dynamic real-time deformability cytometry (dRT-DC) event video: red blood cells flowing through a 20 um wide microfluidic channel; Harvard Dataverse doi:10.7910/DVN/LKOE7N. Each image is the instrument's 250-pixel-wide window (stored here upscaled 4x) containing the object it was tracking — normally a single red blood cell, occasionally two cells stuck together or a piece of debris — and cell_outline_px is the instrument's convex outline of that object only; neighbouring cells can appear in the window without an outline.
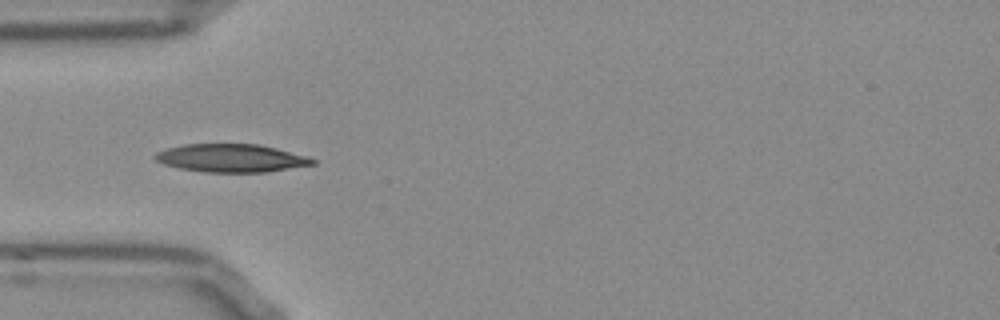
{"species": "Egyptian fruit bat (a non-hibernating species)", "species_latin": "Rousettus aegyptiacus", "temperature_condition": "room temperature", "stored_images_in_passage": 38, "camera_frame_rate_fps": 3000, "um_per_image_px": 0.085, "frame": {"image": 1, "passage_image": 1, "time_ms": 0.0, "image_size_px": [1000, 320], "cell_outline_px": [[316, 164], [268, 172], [204, 172], [180, 168], [164, 164], [156, 160], [152, 156], [156, 152], [168, 148], [184, 144], [256, 144], [276, 148], [308, 156], [316, 160]], "centroid_in_image_um": [19.67, 13.44], "position_along_channel_um": 65.3, "area_um2": 25.78}}
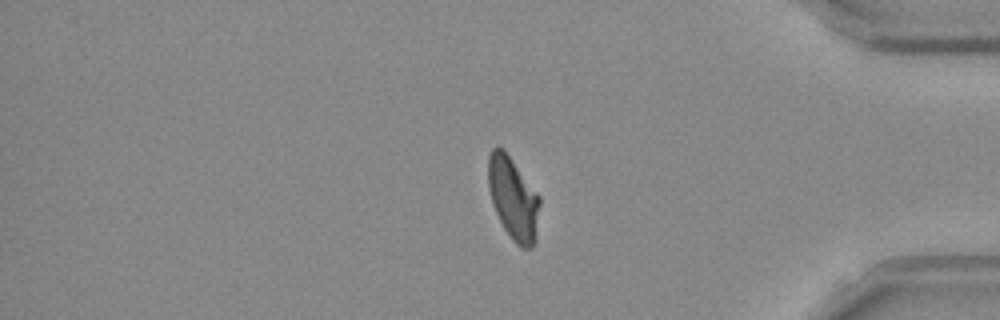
{"frame": {"image": 2, "passage_image": 29, "time_ms": 9.333, "image_size_px": [1000, 320], "cell_outline_px": [[540, 204], [532, 248], [520, 248], [512, 240], [504, 228], [492, 204], [488, 188], [488, 156], [492, 148], [500, 148], [508, 156], [540, 196]], "centroid_in_image_um": [43.6, 16.89], "position_along_channel_um": 391.6, "area_um2": 24.16}}
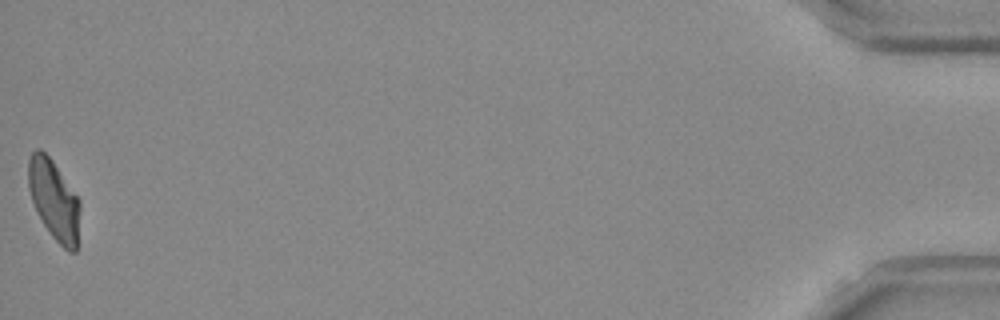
{"frame": {"image": 3, "passage_image": 38, "time_ms": 12.333, "image_size_px": [1000, 320], "cell_outline_px": [[80, 208], [76, 252], [68, 252], [52, 236], [36, 212], [28, 188], [28, 160], [32, 152], [36, 148], [40, 148], [52, 160], [80, 200]], "centroid_in_image_um": [4.58, 16.98], "position_along_channel_um": 430.6, "area_um2": 23.99}, "authors_computed_cell_mechanics": {"area_um2": 24.565, "velocity_mm_per_s": 3.7918, "shape_relaxation_time_tau1_ms": 5.8999, "shape_relaxation_time_tau2_ms": 1.6908, "deformation_change_tau1": 0.1804, "deformation_change_tau2": 0.0653}}